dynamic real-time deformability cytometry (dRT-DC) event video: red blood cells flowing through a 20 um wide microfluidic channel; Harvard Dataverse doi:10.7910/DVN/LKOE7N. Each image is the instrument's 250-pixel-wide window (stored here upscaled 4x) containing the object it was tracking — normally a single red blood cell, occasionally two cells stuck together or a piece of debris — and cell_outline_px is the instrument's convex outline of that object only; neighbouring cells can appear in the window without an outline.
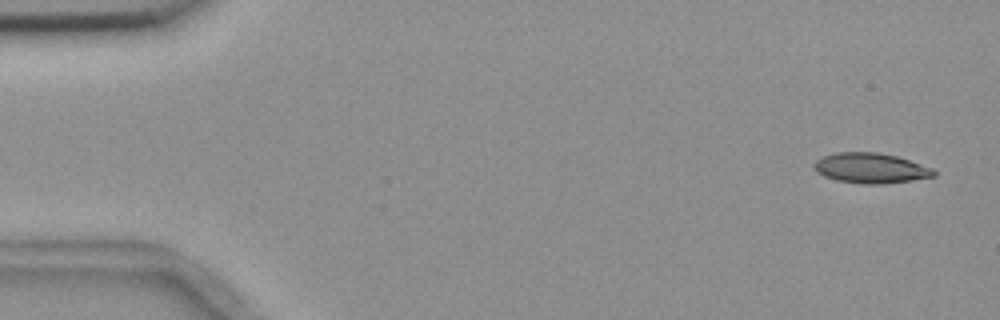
{"species": "common noctule bat (a hibernating species)", "species_latin": "Nyctalus noctula", "temperature_condition": "room temperature", "stored_images_in_passage": 4, "camera_frame_rate_fps": 3000, "um_per_image_px": 0.085, "animal": {"sex": "female", "body_mass_g": 18.4}, "frame": {"image": 1, "passage_image": 1, "time_ms": 0.0, "image_size_px": [1000, 320], "cell_outline_px": [[936, 176], [912, 180], [884, 184], [864, 184], [836, 180], [824, 176], [816, 172], [812, 164], [816, 160], [824, 156], [836, 152], [876, 152], [896, 156], [932, 168], [936, 172]], "centroid_in_image_um": [73.98, 14.29], "position_along_channel_um": 11.0, "area_um2": 21.04}}